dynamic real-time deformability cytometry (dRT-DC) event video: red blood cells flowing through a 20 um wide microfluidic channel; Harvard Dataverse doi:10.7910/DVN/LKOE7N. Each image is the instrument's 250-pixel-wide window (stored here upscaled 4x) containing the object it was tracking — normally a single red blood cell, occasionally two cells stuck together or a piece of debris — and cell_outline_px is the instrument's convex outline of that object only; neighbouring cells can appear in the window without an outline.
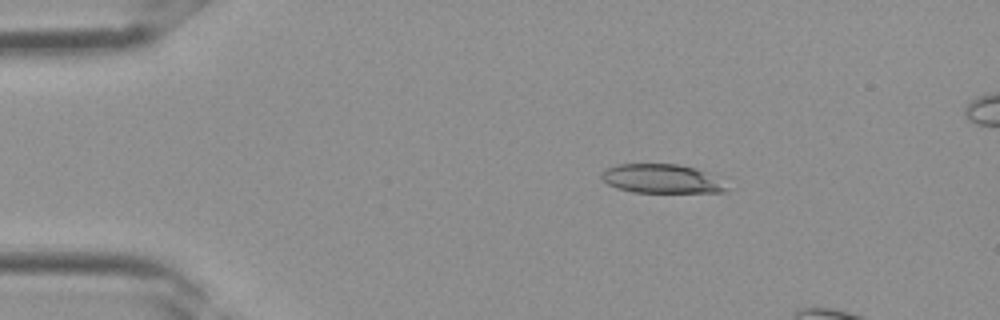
{"species": "Egyptian fruit bat (a non-hibernating species)", "species_latin": "Rousettus aegyptiacus", "temperature_condition": "room temperature", "stored_images_in_passage": 3, "camera_frame_rate_fps": 3000, "um_per_image_px": 0.085, "frame": {"image": 1, "passage_image": 1, "time_ms": 0.0, "image_size_px": [1000, 320], "cell_outline_px": [[732, 188], [728, 192], [632, 192], [616, 188], [608, 184], [600, 176], [600, 172], [616, 164], [680, 164], [696, 168], [704, 172]], "centroid_in_image_um": [56.22, 15.2], "position_along_channel_um": 28.8, "area_um2": 21.1}}